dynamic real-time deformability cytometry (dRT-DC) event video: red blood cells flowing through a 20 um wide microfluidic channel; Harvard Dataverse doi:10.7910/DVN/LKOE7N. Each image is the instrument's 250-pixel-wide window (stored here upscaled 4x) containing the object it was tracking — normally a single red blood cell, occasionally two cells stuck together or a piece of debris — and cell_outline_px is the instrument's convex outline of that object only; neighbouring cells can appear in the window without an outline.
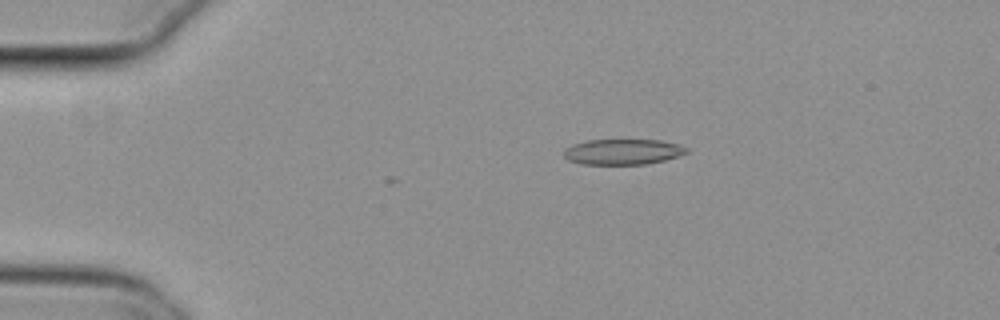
{"species": "common noctule bat (a hibernating species)", "species_latin": "Nyctalus noctula", "temperature_condition": "cold", "stored_images_in_passage": 44, "camera_frame_rate_fps": 3000, "um_per_image_px": 0.085, "animal": {"sex": "female", "body_mass_g": 29.2, "forearm_length_mm": 56.3}, "frame": {"image": 1, "passage_image": 11, "time_ms": 3.333, "image_size_px": [1000, 320], "cell_outline_px": [[688, 152], [664, 160], [648, 164], [580, 164], [568, 160], [564, 156], [564, 148], [572, 144], [584, 140], [660, 140], [676, 144], [688, 148]], "centroid_in_image_um": [52.88, 12.9], "position_along_channel_um": 32.1, "area_um2": 18.26}}
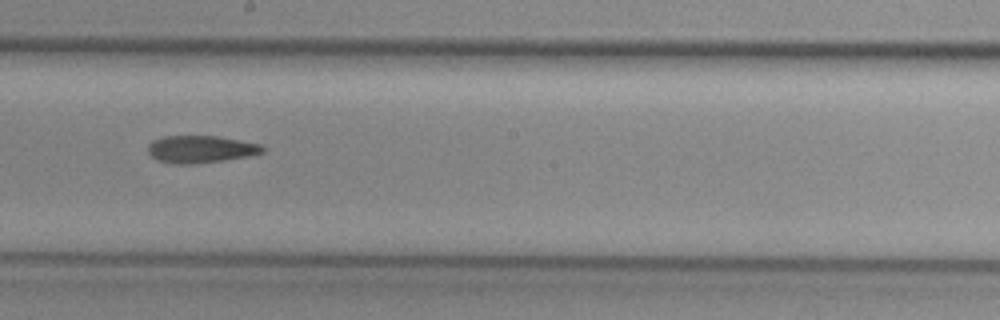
{"frame": {"image": 2, "passage_image": 31, "time_ms": 10.0, "image_size_px": [1000, 320], "cell_outline_px": [[264, 152], [248, 156], [224, 160], [196, 164], [172, 164], [156, 160], [148, 152], [148, 144], [152, 140], [160, 136], [216, 136], [260, 144], [264, 148]], "centroid_in_image_um": [17.0, 12.69], "position_along_channel_um": 231.2, "area_um2": 18.32}}
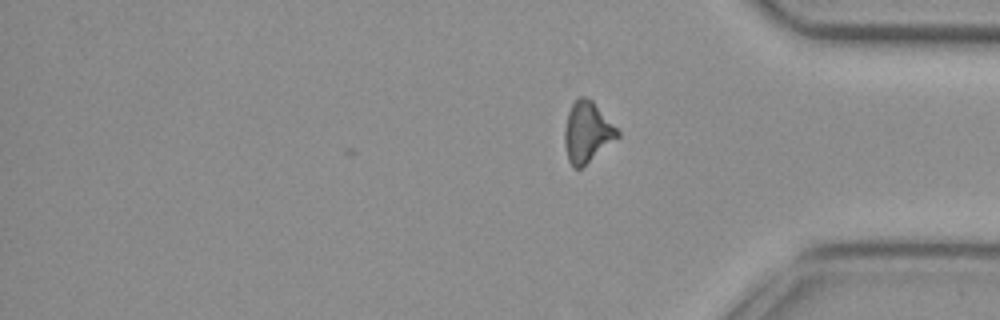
{"frame": {"image": 3, "passage_image": 44, "time_ms": 14.333, "image_size_px": [1000, 320], "cell_outline_px": [[620, 136], [580, 168], [572, 168], [568, 160], [564, 144], [564, 128], [568, 112], [572, 104], [580, 96], [584, 96], [592, 100], [620, 132]], "centroid_in_image_um": [49.89, 11.23], "position_along_channel_um": 385.3, "area_um2": 18.5}}